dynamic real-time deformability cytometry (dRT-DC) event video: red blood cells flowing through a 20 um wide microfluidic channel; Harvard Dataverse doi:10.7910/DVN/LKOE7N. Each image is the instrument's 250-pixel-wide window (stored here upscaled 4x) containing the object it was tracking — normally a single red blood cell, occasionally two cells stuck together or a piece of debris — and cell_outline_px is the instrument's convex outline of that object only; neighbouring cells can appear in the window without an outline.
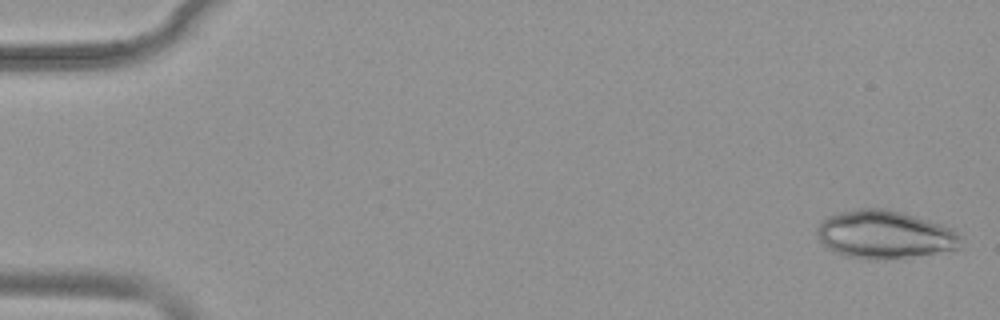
{"species": "common noctule bat (a hibernating species)", "species_latin": "Nyctalus noctula", "temperature_condition": "warm", "stored_images_in_passage": 52, "camera_frame_rate_fps": 3000, "um_per_image_px": 0.085, "animal": {"sex": "female", "body_mass_g": 19.9}, "frame": {"image": 1, "passage_image": 1, "time_ms": 0.0, "image_size_px": [1000, 320], "cell_outline_px": [[964, 240], [960, 248], [936, 252], [876, 260], [868, 260], [844, 256], [828, 248], [820, 240], [816, 232], [816, 228], [820, 220], [824, 216], [840, 212], [860, 208], [884, 208], [900, 212], [940, 224], [952, 228], [964, 236]], "centroid_in_image_um": [75.17, 19.93], "position_along_channel_um": 9.8, "area_um2": 40.29}}